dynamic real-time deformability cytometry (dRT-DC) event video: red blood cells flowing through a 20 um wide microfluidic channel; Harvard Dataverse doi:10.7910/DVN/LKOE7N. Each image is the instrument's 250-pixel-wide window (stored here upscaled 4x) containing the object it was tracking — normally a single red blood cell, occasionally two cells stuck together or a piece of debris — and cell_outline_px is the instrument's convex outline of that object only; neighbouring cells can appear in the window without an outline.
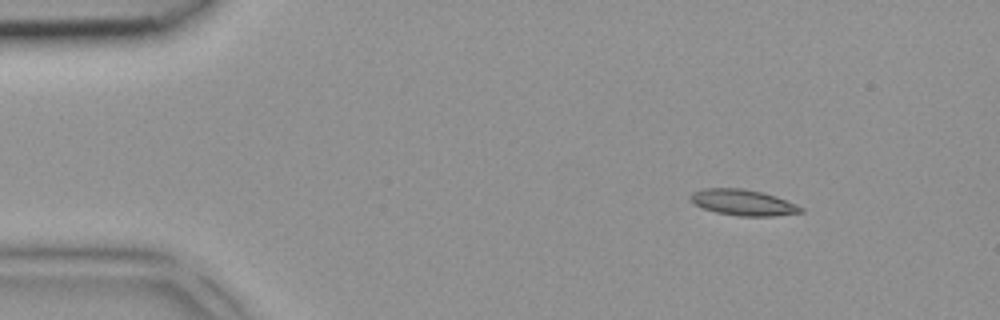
{"species": "common noctule bat (a hibernating species)", "species_latin": "Nyctalus noctula", "temperature_condition": "room temperature", "stored_images_in_passage": 3, "camera_frame_rate_fps": 3000, "um_per_image_px": 0.085, "animal": {"sex": "female", "body_mass_g": 18.4}, "frame": {"image": 1, "passage_image": 1, "time_ms": 0.0, "image_size_px": [1000, 320], "cell_outline_px": [[804, 212], [772, 216], [740, 216], [716, 212], [704, 208], [696, 204], [688, 196], [692, 192], [704, 188], [744, 188], [764, 192], [776, 196], [804, 208]], "centroid_in_image_um": [63.17, 17.2], "position_along_channel_um": 21.8, "area_um2": 16.65}}